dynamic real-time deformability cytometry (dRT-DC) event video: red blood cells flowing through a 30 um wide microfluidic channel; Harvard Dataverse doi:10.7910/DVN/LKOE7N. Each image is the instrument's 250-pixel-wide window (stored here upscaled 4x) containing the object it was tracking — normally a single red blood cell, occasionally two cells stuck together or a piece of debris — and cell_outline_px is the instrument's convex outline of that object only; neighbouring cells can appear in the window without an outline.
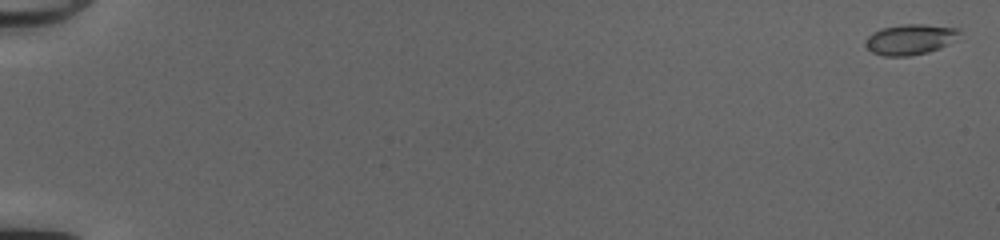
{"species": "common noctule bat (a hibernating species)", "species_latin": "Nyctalus noctula", "temperature_condition": "cold", "stored_images_in_passage": 45, "camera_frame_rate_fps": 3000, "um_per_image_px": 0.085, "animal": {"sex": "female", "body_mass_g": 20.0, "forearm_length_mm": 54.0}, "frame": {"image": 1, "passage_image": 2, "time_ms": 0.333, "image_size_px": [1000, 240], "cell_outline_px": [[960, 32], [948, 44], [940, 48], [928, 52], [908, 56], [884, 56], [872, 52], [864, 44], [864, 40], [872, 32], [880, 28], [904, 24], [924, 24], [960, 28]], "centroid_in_image_um": [77.32, 3.34], "position_along_channel_um": 7.7, "area_um2": 16.7}}
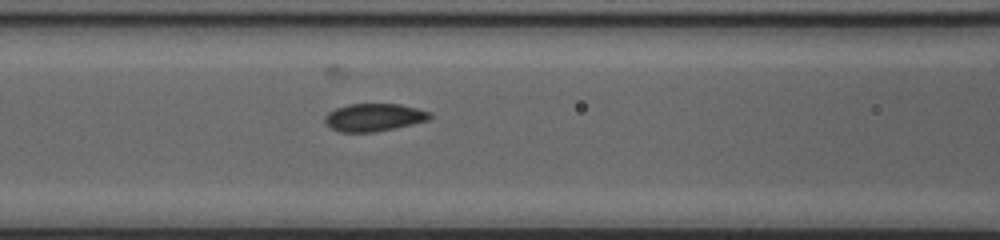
{"frame": {"image": 2, "passage_image": 26, "time_ms": 8.333, "image_size_px": [1000, 240], "cell_outline_px": [[432, 116], [428, 120], [396, 128], [376, 132], [340, 132], [332, 128], [324, 120], [324, 116], [328, 112], [336, 108], [348, 104], [400, 104], [432, 112]], "centroid_in_image_um": [31.8, 9.97], "position_along_channel_um": 134.8, "area_um2": 16.99}}
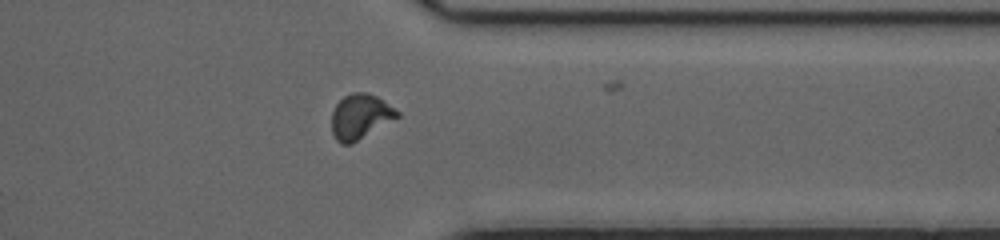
{"frame": {"image": 3, "passage_image": 44, "time_ms": 14.333, "image_size_px": [1000, 240], "cell_outline_px": [[400, 116], [352, 144], [340, 144], [336, 140], [332, 132], [332, 112], [336, 104], [344, 96], [352, 92], [368, 92], [376, 96], [400, 112]], "centroid_in_image_um": [30.61, 9.91], "position_along_channel_um": 380.8, "area_um2": 17.17}, "authors_computed_cell_mechanics": {"area_um2": 17.1666, "velocity_mm_per_s": 4.1429, "shape_relaxation_time_tau1_ms": 3.9958, "shape_relaxation_time_tau2_ms": null, "deformation_change_tau1": 0.1602, "deformation_change_tau2": null}}